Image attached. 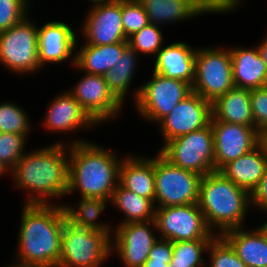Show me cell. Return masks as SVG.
Wrapping results in <instances>:
<instances>
[{
  "mask_svg": "<svg viewBox=\"0 0 267 267\" xmlns=\"http://www.w3.org/2000/svg\"><path fill=\"white\" fill-rule=\"evenodd\" d=\"M68 172L69 145L54 141L25 153L10 171V176L19 190L28 193L26 204H52L53 199L67 196Z\"/></svg>",
  "mask_w": 267,
  "mask_h": 267,
  "instance_id": "cell-1",
  "label": "cell"
},
{
  "mask_svg": "<svg viewBox=\"0 0 267 267\" xmlns=\"http://www.w3.org/2000/svg\"><path fill=\"white\" fill-rule=\"evenodd\" d=\"M16 260L42 267H58L63 225L62 204L23 203Z\"/></svg>",
  "mask_w": 267,
  "mask_h": 267,
  "instance_id": "cell-2",
  "label": "cell"
},
{
  "mask_svg": "<svg viewBox=\"0 0 267 267\" xmlns=\"http://www.w3.org/2000/svg\"><path fill=\"white\" fill-rule=\"evenodd\" d=\"M69 145L67 196L74 192L81 197L110 201L119 184V159L113 150L85 139H73Z\"/></svg>",
  "mask_w": 267,
  "mask_h": 267,
  "instance_id": "cell-3",
  "label": "cell"
},
{
  "mask_svg": "<svg viewBox=\"0 0 267 267\" xmlns=\"http://www.w3.org/2000/svg\"><path fill=\"white\" fill-rule=\"evenodd\" d=\"M198 206L208 227L220 236L227 230L245 227L250 194L215 171L201 177Z\"/></svg>",
  "mask_w": 267,
  "mask_h": 267,
  "instance_id": "cell-4",
  "label": "cell"
},
{
  "mask_svg": "<svg viewBox=\"0 0 267 267\" xmlns=\"http://www.w3.org/2000/svg\"><path fill=\"white\" fill-rule=\"evenodd\" d=\"M112 233L63 225L58 267H101L111 257Z\"/></svg>",
  "mask_w": 267,
  "mask_h": 267,
  "instance_id": "cell-5",
  "label": "cell"
},
{
  "mask_svg": "<svg viewBox=\"0 0 267 267\" xmlns=\"http://www.w3.org/2000/svg\"><path fill=\"white\" fill-rule=\"evenodd\" d=\"M133 102L144 121L158 124L174 107L192 92V86L153 72L151 79L133 91Z\"/></svg>",
  "mask_w": 267,
  "mask_h": 267,
  "instance_id": "cell-6",
  "label": "cell"
},
{
  "mask_svg": "<svg viewBox=\"0 0 267 267\" xmlns=\"http://www.w3.org/2000/svg\"><path fill=\"white\" fill-rule=\"evenodd\" d=\"M30 19L28 15L0 32V64L19 76L42 70L38 58V24Z\"/></svg>",
  "mask_w": 267,
  "mask_h": 267,
  "instance_id": "cell-7",
  "label": "cell"
},
{
  "mask_svg": "<svg viewBox=\"0 0 267 267\" xmlns=\"http://www.w3.org/2000/svg\"><path fill=\"white\" fill-rule=\"evenodd\" d=\"M157 152L154 157L155 208L198 203L202 175L173 165Z\"/></svg>",
  "mask_w": 267,
  "mask_h": 267,
  "instance_id": "cell-8",
  "label": "cell"
},
{
  "mask_svg": "<svg viewBox=\"0 0 267 267\" xmlns=\"http://www.w3.org/2000/svg\"><path fill=\"white\" fill-rule=\"evenodd\" d=\"M214 47L197 48L192 85V91L210 103L235 87L229 47Z\"/></svg>",
  "mask_w": 267,
  "mask_h": 267,
  "instance_id": "cell-9",
  "label": "cell"
},
{
  "mask_svg": "<svg viewBox=\"0 0 267 267\" xmlns=\"http://www.w3.org/2000/svg\"><path fill=\"white\" fill-rule=\"evenodd\" d=\"M159 152L173 165L202 176L215 172L214 137L206 127L168 141Z\"/></svg>",
  "mask_w": 267,
  "mask_h": 267,
  "instance_id": "cell-10",
  "label": "cell"
},
{
  "mask_svg": "<svg viewBox=\"0 0 267 267\" xmlns=\"http://www.w3.org/2000/svg\"><path fill=\"white\" fill-rule=\"evenodd\" d=\"M158 237L171 242L214 239L198 203L155 209Z\"/></svg>",
  "mask_w": 267,
  "mask_h": 267,
  "instance_id": "cell-11",
  "label": "cell"
},
{
  "mask_svg": "<svg viewBox=\"0 0 267 267\" xmlns=\"http://www.w3.org/2000/svg\"><path fill=\"white\" fill-rule=\"evenodd\" d=\"M145 9L151 24L178 23L205 14L231 13L241 0H138Z\"/></svg>",
  "mask_w": 267,
  "mask_h": 267,
  "instance_id": "cell-12",
  "label": "cell"
},
{
  "mask_svg": "<svg viewBox=\"0 0 267 267\" xmlns=\"http://www.w3.org/2000/svg\"><path fill=\"white\" fill-rule=\"evenodd\" d=\"M113 227L111 253L118 256L124 267H142L153 244L159 239L155 221L117 224Z\"/></svg>",
  "mask_w": 267,
  "mask_h": 267,
  "instance_id": "cell-13",
  "label": "cell"
},
{
  "mask_svg": "<svg viewBox=\"0 0 267 267\" xmlns=\"http://www.w3.org/2000/svg\"><path fill=\"white\" fill-rule=\"evenodd\" d=\"M83 75L68 92L98 125L118 118L123 103L108 88L104 76Z\"/></svg>",
  "mask_w": 267,
  "mask_h": 267,
  "instance_id": "cell-14",
  "label": "cell"
},
{
  "mask_svg": "<svg viewBox=\"0 0 267 267\" xmlns=\"http://www.w3.org/2000/svg\"><path fill=\"white\" fill-rule=\"evenodd\" d=\"M93 5V6H92ZM80 33L83 45H108L128 42L122 25V0L92 4Z\"/></svg>",
  "mask_w": 267,
  "mask_h": 267,
  "instance_id": "cell-15",
  "label": "cell"
},
{
  "mask_svg": "<svg viewBox=\"0 0 267 267\" xmlns=\"http://www.w3.org/2000/svg\"><path fill=\"white\" fill-rule=\"evenodd\" d=\"M211 118L212 103L192 91L157 124L163 136V145L172 139L206 127L210 124Z\"/></svg>",
  "mask_w": 267,
  "mask_h": 267,
  "instance_id": "cell-16",
  "label": "cell"
},
{
  "mask_svg": "<svg viewBox=\"0 0 267 267\" xmlns=\"http://www.w3.org/2000/svg\"><path fill=\"white\" fill-rule=\"evenodd\" d=\"M214 137L215 171L248 153L258 145V130L219 120H211Z\"/></svg>",
  "mask_w": 267,
  "mask_h": 267,
  "instance_id": "cell-17",
  "label": "cell"
},
{
  "mask_svg": "<svg viewBox=\"0 0 267 267\" xmlns=\"http://www.w3.org/2000/svg\"><path fill=\"white\" fill-rule=\"evenodd\" d=\"M76 32L65 21L54 20L38 26V58L42 69L47 64L62 63L69 59L71 65H75Z\"/></svg>",
  "mask_w": 267,
  "mask_h": 267,
  "instance_id": "cell-18",
  "label": "cell"
},
{
  "mask_svg": "<svg viewBox=\"0 0 267 267\" xmlns=\"http://www.w3.org/2000/svg\"><path fill=\"white\" fill-rule=\"evenodd\" d=\"M57 96V97H56ZM54 96L44 113L43 126L49 132L74 133L79 129H90L98 124L66 90Z\"/></svg>",
  "mask_w": 267,
  "mask_h": 267,
  "instance_id": "cell-19",
  "label": "cell"
},
{
  "mask_svg": "<svg viewBox=\"0 0 267 267\" xmlns=\"http://www.w3.org/2000/svg\"><path fill=\"white\" fill-rule=\"evenodd\" d=\"M196 48L184 41L164 45L155 56L153 72L167 78L183 80L191 86L195 79Z\"/></svg>",
  "mask_w": 267,
  "mask_h": 267,
  "instance_id": "cell-20",
  "label": "cell"
},
{
  "mask_svg": "<svg viewBox=\"0 0 267 267\" xmlns=\"http://www.w3.org/2000/svg\"><path fill=\"white\" fill-rule=\"evenodd\" d=\"M247 267H267V233L257 228H234L220 235Z\"/></svg>",
  "mask_w": 267,
  "mask_h": 267,
  "instance_id": "cell-21",
  "label": "cell"
},
{
  "mask_svg": "<svg viewBox=\"0 0 267 267\" xmlns=\"http://www.w3.org/2000/svg\"><path fill=\"white\" fill-rule=\"evenodd\" d=\"M235 87L256 89L267 86V68L257 46L229 47Z\"/></svg>",
  "mask_w": 267,
  "mask_h": 267,
  "instance_id": "cell-22",
  "label": "cell"
},
{
  "mask_svg": "<svg viewBox=\"0 0 267 267\" xmlns=\"http://www.w3.org/2000/svg\"><path fill=\"white\" fill-rule=\"evenodd\" d=\"M119 183L155 204L154 157L126 155L120 164Z\"/></svg>",
  "mask_w": 267,
  "mask_h": 267,
  "instance_id": "cell-23",
  "label": "cell"
},
{
  "mask_svg": "<svg viewBox=\"0 0 267 267\" xmlns=\"http://www.w3.org/2000/svg\"><path fill=\"white\" fill-rule=\"evenodd\" d=\"M266 166L267 158L257 145L248 153L226 164L220 172L250 194L262 179Z\"/></svg>",
  "mask_w": 267,
  "mask_h": 267,
  "instance_id": "cell-24",
  "label": "cell"
},
{
  "mask_svg": "<svg viewBox=\"0 0 267 267\" xmlns=\"http://www.w3.org/2000/svg\"><path fill=\"white\" fill-rule=\"evenodd\" d=\"M76 42L75 65L77 70L92 75L104 76L119 60L128 42H118L108 45H82ZM80 49H79V48Z\"/></svg>",
  "mask_w": 267,
  "mask_h": 267,
  "instance_id": "cell-25",
  "label": "cell"
},
{
  "mask_svg": "<svg viewBox=\"0 0 267 267\" xmlns=\"http://www.w3.org/2000/svg\"><path fill=\"white\" fill-rule=\"evenodd\" d=\"M211 120L254 126L250 89L233 87L212 103Z\"/></svg>",
  "mask_w": 267,
  "mask_h": 267,
  "instance_id": "cell-26",
  "label": "cell"
},
{
  "mask_svg": "<svg viewBox=\"0 0 267 267\" xmlns=\"http://www.w3.org/2000/svg\"><path fill=\"white\" fill-rule=\"evenodd\" d=\"M110 204L124 214L125 219L120 221L119 225L155 221V204L150 199L124 188L120 183L113 192Z\"/></svg>",
  "mask_w": 267,
  "mask_h": 267,
  "instance_id": "cell-27",
  "label": "cell"
},
{
  "mask_svg": "<svg viewBox=\"0 0 267 267\" xmlns=\"http://www.w3.org/2000/svg\"><path fill=\"white\" fill-rule=\"evenodd\" d=\"M78 201L80 202L77 203V206L74 205V207L70 204H62L69 222L86 229L113 232L114 227H111V223L97 221L102 212L108 208L107 206L110 201L89 197H81Z\"/></svg>",
  "mask_w": 267,
  "mask_h": 267,
  "instance_id": "cell-28",
  "label": "cell"
},
{
  "mask_svg": "<svg viewBox=\"0 0 267 267\" xmlns=\"http://www.w3.org/2000/svg\"><path fill=\"white\" fill-rule=\"evenodd\" d=\"M138 56L139 54L128 45L119 60L104 75L108 88L122 103L136 74Z\"/></svg>",
  "mask_w": 267,
  "mask_h": 267,
  "instance_id": "cell-29",
  "label": "cell"
},
{
  "mask_svg": "<svg viewBox=\"0 0 267 267\" xmlns=\"http://www.w3.org/2000/svg\"><path fill=\"white\" fill-rule=\"evenodd\" d=\"M213 239L172 242L173 256L169 265L173 267H206L204 253Z\"/></svg>",
  "mask_w": 267,
  "mask_h": 267,
  "instance_id": "cell-30",
  "label": "cell"
},
{
  "mask_svg": "<svg viewBox=\"0 0 267 267\" xmlns=\"http://www.w3.org/2000/svg\"><path fill=\"white\" fill-rule=\"evenodd\" d=\"M27 111L12 101L0 102V132L29 135L31 122Z\"/></svg>",
  "mask_w": 267,
  "mask_h": 267,
  "instance_id": "cell-31",
  "label": "cell"
},
{
  "mask_svg": "<svg viewBox=\"0 0 267 267\" xmlns=\"http://www.w3.org/2000/svg\"><path fill=\"white\" fill-rule=\"evenodd\" d=\"M162 33L160 26L149 23L128 38V45L139 55L155 56L165 45Z\"/></svg>",
  "mask_w": 267,
  "mask_h": 267,
  "instance_id": "cell-32",
  "label": "cell"
},
{
  "mask_svg": "<svg viewBox=\"0 0 267 267\" xmlns=\"http://www.w3.org/2000/svg\"><path fill=\"white\" fill-rule=\"evenodd\" d=\"M26 140H28V135L0 132V161L10 171L26 153Z\"/></svg>",
  "mask_w": 267,
  "mask_h": 267,
  "instance_id": "cell-33",
  "label": "cell"
},
{
  "mask_svg": "<svg viewBox=\"0 0 267 267\" xmlns=\"http://www.w3.org/2000/svg\"><path fill=\"white\" fill-rule=\"evenodd\" d=\"M206 254L210 262L206 267H247L221 236L211 241Z\"/></svg>",
  "mask_w": 267,
  "mask_h": 267,
  "instance_id": "cell-34",
  "label": "cell"
},
{
  "mask_svg": "<svg viewBox=\"0 0 267 267\" xmlns=\"http://www.w3.org/2000/svg\"><path fill=\"white\" fill-rule=\"evenodd\" d=\"M149 23L148 15L138 0H122V25L127 39Z\"/></svg>",
  "mask_w": 267,
  "mask_h": 267,
  "instance_id": "cell-35",
  "label": "cell"
},
{
  "mask_svg": "<svg viewBox=\"0 0 267 267\" xmlns=\"http://www.w3.org/2000/svg\"><path fill=\"white\" fill-rule=\"evenodd\" d=\"M29 0H0V32L8 30L29 14Z\"/></svg>",
  "mask_w": 267,
  "mask_h": 267,
  "instance_id": "cell-36",
  "label": "cell"
},
{
  "mask_svg": "<svg viewBox=\"0 0 267 267\" xmlns=\"http://www.w3.org/2000/svg\"><path fill=\"white\" fill-rule=\"evenodd\" d=\"M250 99L254 127L258 131L267 128V86L251 89Z\"/></svg>",
  "mask_w": 267,
  "mask_h": 267,
  "instance_id": "cell-37",
  "label": "cell"
},
{
  "mask_svg": "<svg viewBox=\"0 0 267 267\" xmlns=\"http://www.w3.org/2000/svg\"><path fill=\"white\" fill-rule=\"evenodd\" d=\"M173 256L172 242L166 239H157L149 252L148 259L142 267H168Z\"/></svg>",
  "mask_w": 267,
  "mask_h": 267,
  "instance_id": "cell-38",
  "label": "cell"
},
{
  "mask_svg": "<svg viewBox=\"0 0 267 267\" xmlns=\"http://www.w3.org/2000/svg\"><path fill=\"white\" fill-rule=\"evenodd\" d=\"M250 206L267 214V166L262 179L250 193Z\"/></svg>",
  "mask_w": 267,
  "mask_h": 267,
  "instance_id": "cell-39",
  "label": "cell"
},
{
  "mask_svg": "<svg viewBox=\"0 0 267 267\" xmlns=\"http://www.w3.org/2000/svg\"><path fill=\"white\" fill-rule=\"evenodd\" d=\"M258 145L261 147L265 157L267 158V128L258 131Z\"/></svg>",
  "mask_w": 267,
  "mask_h": 267,
  "instance_id": "cell-40",
  "label": "cell"
},
{
  "mask_svg": "<svg viewBox=\"0 0 267 267\" xmlns=\"http://www.w3.org/2000/svg\"><path fill=\"white\" fill-rule=\"evenodd\" d=\"M264 37L259 42V44H257V47L259 49L261 56L263 57V60L265 62L266 68H267V34H265Z\"/></svg>",
  "mask_w": 267,
  "mask_h": 267,
  "instance_id": "cell-41",
  "label": "cell"
},
{
  "mask_svg": "<svg viewBox=\"0 0 267 267\" xmlns=\"http://www.w3.org/2000/svg\"><path fill=\"white\" fill-rule=\"evenodd\" d=\"M3 267H42V266H37L15 260V262L13 261V263H10L9 265L6 264V266Z\"/></svg>",
  "mask_w": 267,
  "mask_h": 267,
  "instance_id": "cell-42",
  "label": "cell"
},
{
  "mask_svg": "<svg viewBox=\"0 0 267 267\" xmlns=\"http://www.w3.org/2000/svg\"><path fill=\"white\" fill-rule=\"evenodd\" d=\"M10 174V170L0 161V176Z\"/></svg>",
  "mask_w": 267,
  "mask_h": 267,
  "instance_id": "cell-43",
  "label": "cell"
},
{
  "mask_svg": "<svg viewBox=\"0 0 267 267\" xmlns=\"http://www.w3.org/2000/svg\"><path fill=\"white\" fill-rule=\"evenodd\" d=\"M87 1L91 2L92 4H95V3H102V2H113L116 0H87Z\"/></svg>",
  "mask_w": 267,
  "mask_h": 267,
  "instance_id": "cell-44",
  "label": "cell"
},
{
  "mask_svg": "<svg viewBox=\"0 0 267 267\" xmlns=\"http://www.w3.org/2000/svg\"><path fill=\"white\" fill-rule=\"evenodd\" d=\"M261 226L264 228V230L266 231L267 233V220L264 222H262Z\"/></svg>",
  "mask_w": 267,
  "mask_h": 267,
  "instance_id": "cell-45",
  "label": "cell"
}]
</instances>
